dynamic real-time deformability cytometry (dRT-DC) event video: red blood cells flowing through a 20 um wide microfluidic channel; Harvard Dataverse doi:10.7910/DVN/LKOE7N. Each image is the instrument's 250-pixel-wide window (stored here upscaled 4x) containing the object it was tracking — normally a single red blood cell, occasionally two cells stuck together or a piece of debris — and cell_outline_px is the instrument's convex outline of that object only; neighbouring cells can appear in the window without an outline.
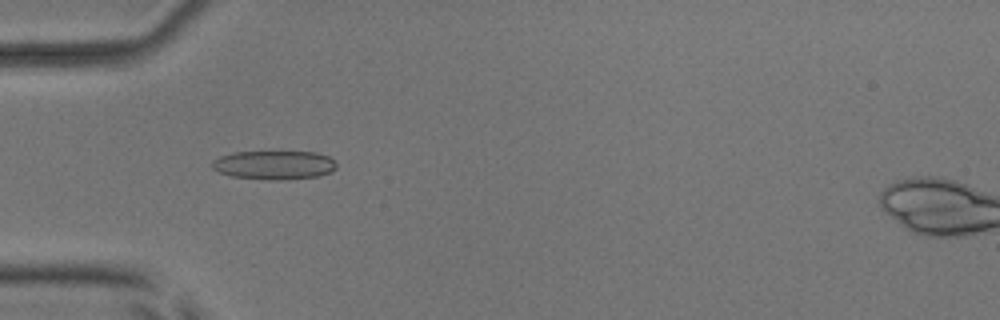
{"species": "common noctule bat (a hibernating species)", "species_latin": "Nyctalus noctula", "temperature_condition": "room temperature", "stored_images_in_passage": 54, "camera_frame_rate_fps": 3000, "um_per_image_px": 0.085, "animal": {"sex": "male", "body_mass_g": 17.9, "forearm_length_mm": 54.2}, "frame": {"image": 1, "passage_image": 18, "time_ms": 5.667, "image_size_px": [1000, 320], "cell_outline_px": [[336, 168], [332, 172], [320, 176], [288, 180], [268, 180], [232, 176], [220, 172], [212, 168], [212, 160], [220, 156], [232, 152], [316, 152], [328, 156], [336, 164]], "centroid_in_image_um": [23.32, 14.03], "position_along_channel_um": 61.7, "area_um2": 21.04}}
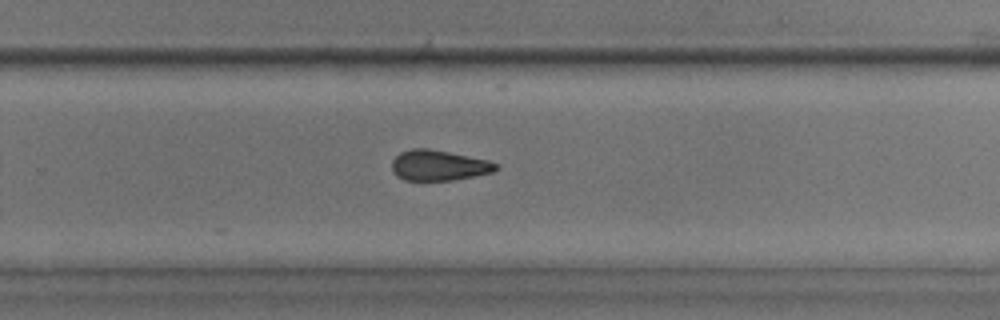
{"frame": {"image": 2, "passage_image": 36, "time_ms": 11.667, "image_size_px": [1000, 320], "cell_outline_px": [[500, 168], [492, 172], [452, 180], [404, 180], [396, 176], [392, 172], [392, 160], [400, 152], [412, 148], [428, 148], [488, 160], [496, 164]], "centroid_in_image_um": [37.25, 14.05], "position_along_channel_um": 292.6, "area_um2": 18.38}}
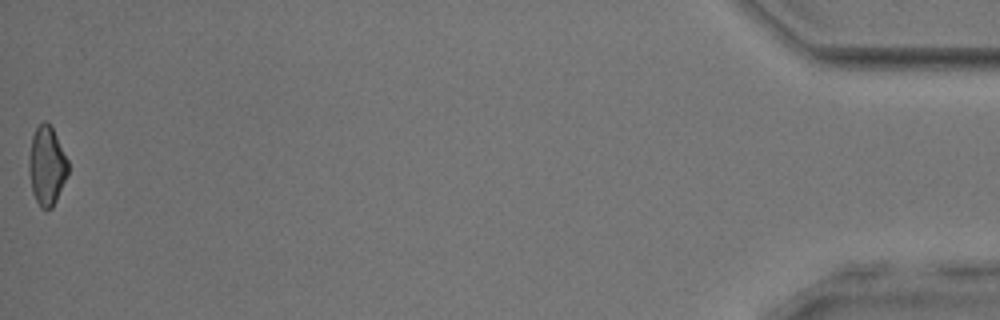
{"frame": {"image": 3, "passage_image": 54, "time_ms": 17.667, "image_size_px": [1000, 320], "cell_outline_px": [[68, 176], [52, 208], [40, 208], [32, 192], [28, 172], [28, 156], [32, 136], [36, 128], [44, 120], [52, 128], [68, 160]], "centroid_in_image_um": [3.96, 14.11], "position_along_channel_um": 431.2, "area_um2": 18.03}, "authors_computed_cell_mechanics": {"area_um2": 19.3919, "velocity_mm_per_s": 3.9153, "shape_relaxation_time_tau1_ms": null, "shape_relaxation_time_tau2_ms": 6.461, "deformation_change_tau1": null, "deformation_change_tau2": 0.1563}}